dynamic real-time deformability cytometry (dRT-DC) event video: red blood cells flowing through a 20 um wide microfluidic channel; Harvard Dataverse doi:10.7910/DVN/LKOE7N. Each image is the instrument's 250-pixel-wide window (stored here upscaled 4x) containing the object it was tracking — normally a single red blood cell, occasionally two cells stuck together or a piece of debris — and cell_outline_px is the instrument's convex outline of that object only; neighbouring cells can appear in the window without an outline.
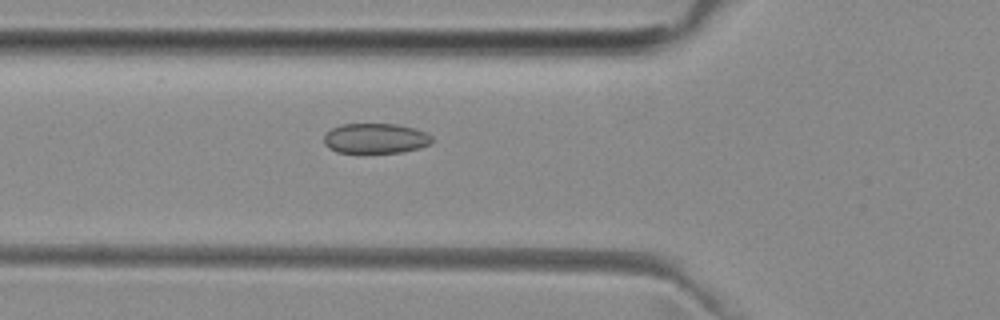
{"species": "common noctule bat (a hibernating species)", "species_latin": "Nyctalus noctula", "temperature_condition": "room temperature", "stored_images_in_passage": 50, "camera_frame_rate_fps": 3000, "um_per_image_px": 0.085, "animal": {"sex": "female", "body_mass_g": 29.2, "forearm_length_mm": 56.3}, "frame": {"image": 1, "passage_image": 18, "time_ms": 5.667, "image_size_px": [1000, 320], "cell_outline_px": [[432, 140], [428, 144], [420, 148], [404, 152], [364, 156], [336, 152], [328, 148], [324, 144], [324, 136], [332, 128], [340, 124], [396, 124], [416, 128], [428, 132], [432, 136]], "centroid_in_image_um": [31.9, 11.82], "position_along_channel_um": 93.9, "area_um2": 20.0}}
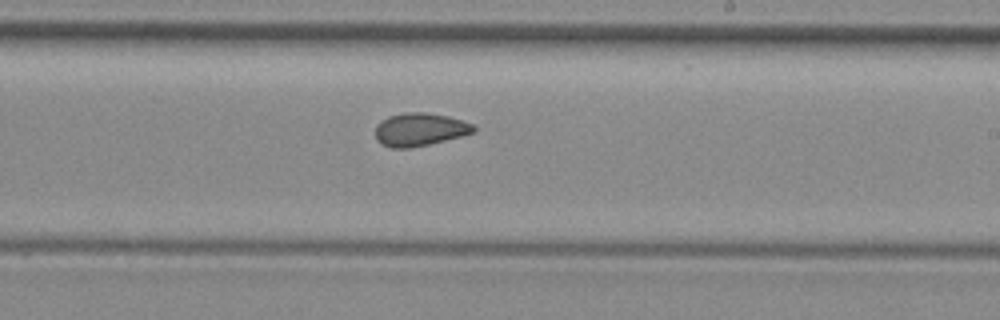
{"frame": {"image": 2, "passage_image": 30, "time_ms": 9.667, "image_size_px": [1000, 320], "cell_outline_px": [[476, 128], [472, 132], [460, 136], [412, 148], [392, 148], [380, 144], [376, 140], [376, 124], [388, 116], [404, 112], [424, 112], [448, 116], [472, 124]], "centroid_in_image_um": [35.62, 11.0], "position_along_channel_um": 253.4, "area_um2": 18.79}}
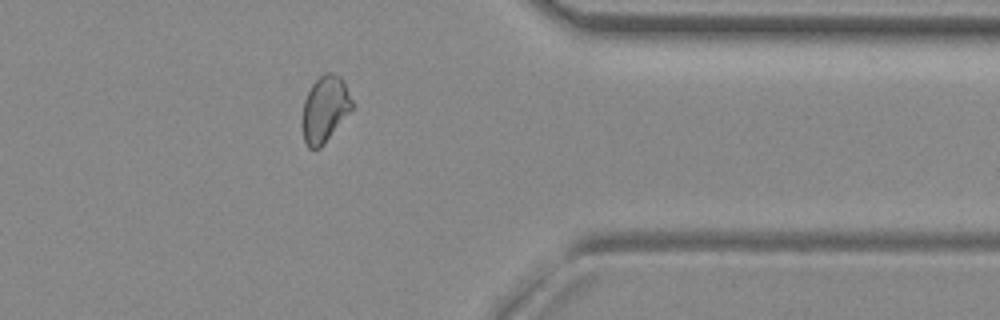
{"frame": {"image": 3, "passage_image": 41, "time_ms": 13.333, "image_size_px": [1000, 320], "cell_outline_px": [[352, 108], [324, 144], [320, 148], [308, 148], [304, 140], [300, 120], [304, 100], [312, 84], [324, 72], [332, 72], [340, 76], [344, 80], [352, 100]], "centroid_in_image_um": [27.58, 9.26], "position_along_channel_um": 383.8, "area_um2": 19.31}, "authors_computed_cell_mechanics": {"area_um2": 19.5653, "velocity_mm_per_s": 3.9827, "shape_relaxation_time_tau1_ms": null, "shape_relaxation_time_tau2_ms": 2.1109, "deformation_change_tau1": null, "deformation_change_tau2": 0.0561}}